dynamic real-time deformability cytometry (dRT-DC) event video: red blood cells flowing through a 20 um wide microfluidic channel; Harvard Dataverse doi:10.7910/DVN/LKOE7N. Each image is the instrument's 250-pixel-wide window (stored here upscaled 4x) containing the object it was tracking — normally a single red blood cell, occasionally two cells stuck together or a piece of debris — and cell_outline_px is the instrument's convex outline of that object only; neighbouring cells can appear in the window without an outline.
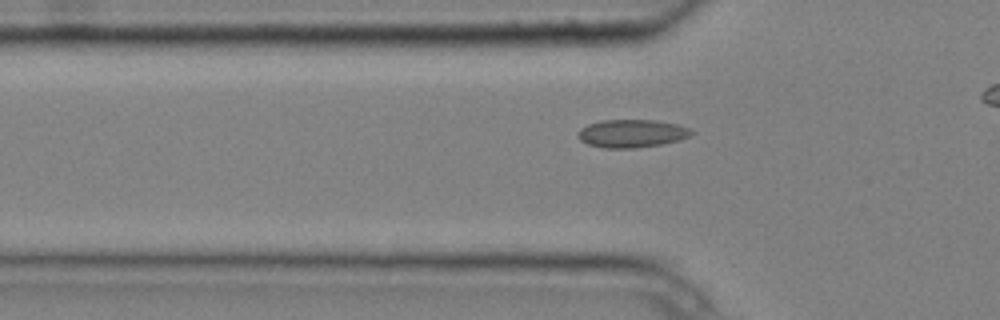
{"species": "common noctule bat (a hibernating species)", "species_latin": "Nyctalus noctula", "temperature_condition": "cold", "stored_images_in_passage": 4, "camera_frame_rate_fps": 3000, "um_per_image_px": 0.085, "animal": {"sex": "male", "body_mass_g": 20.4}, "frame": {"image": 1, "passage_image": 4, "time_ms": 1.0, "image_size_px": [1000, 320], "cell_outline_px": [[692, 132], [688, 136], [680, 140], [660, 144], [636, 148], [604, 148], [588, 144], [580, 140], [580, 128], [588, 124], [600, 120], [656, 120], [676, 124], [688, 128]], "centroid_in_image_um": [53.68, 11.34], "position_along_channel_um": 72.1, "area_um2": 18.26}}